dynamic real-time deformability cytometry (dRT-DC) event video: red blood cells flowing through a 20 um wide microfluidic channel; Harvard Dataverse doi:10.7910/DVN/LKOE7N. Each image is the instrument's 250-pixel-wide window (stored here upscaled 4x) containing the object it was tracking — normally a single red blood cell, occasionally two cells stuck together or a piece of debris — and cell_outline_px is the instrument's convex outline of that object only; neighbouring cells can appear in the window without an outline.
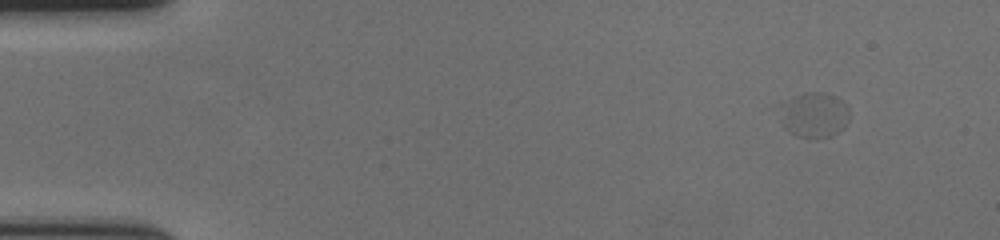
{"species": "human", "species_latin": "Homo sapiens", "temperature_condition": "cold", "stored_images_in_passage": 43, "camera_frame_rate_fps": 3000, "um_per_image_px": 0.085, "donor": {"sex": "female"}, "frame": {"image": 1, "passage_image": 1, "time_ms": 0.0, "image_size_px": [1000, 240], "cell_outline_px": [[848, 120], [844, 128], [832, 136], [816, 140], [796, 136], [784, 128], [784, 124], [792, 100], [796, 96], [808, 92], [824, 92], [836, 96], [848, 108]], "centroid_in_image_um": [69.38, 9.84], "position_along_channel_um": 15.6, "area_um2": 17.28}}
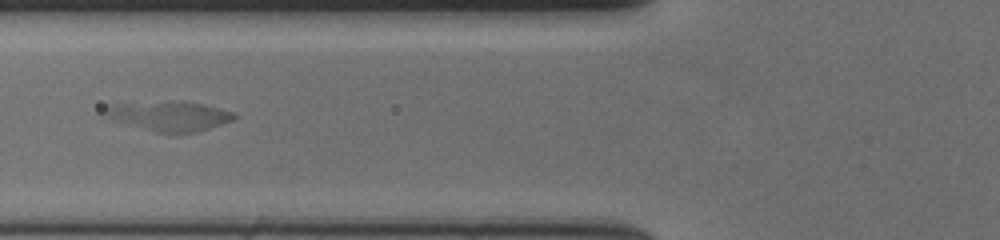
{"frame": {"image": 2, "passage_image": 19, "time_ms": 6.0, "image_size_px": [1000, 240], "cell_outline_px": [[236, 116], [232, 120], [196, 132], [156, 132], [104, 120], [100, 112], [108, 104], [168, 100], [176, 100], [204, 104], [220, 108], [232, 112]], "centroid_in_image_um": [14.18, 9.83], "position_along_channel_um": 111.6, "area_um2": 23.06}}
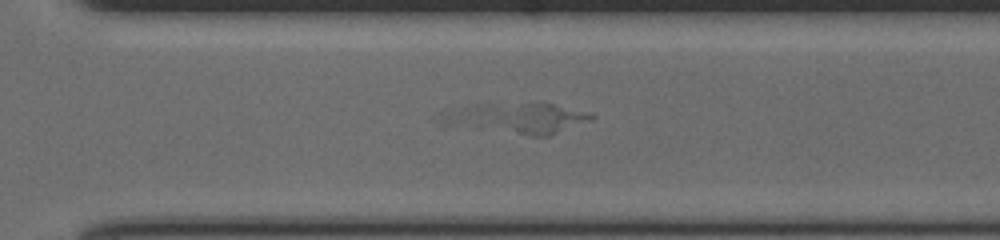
{"frame": {"image": 3, "passage_image": 37, "time_ms": 12.0, "image_size_px": [1000, 240], "cell_outline_px": [[596, 116], [592, 120], [548, 136], [532, 136], [476, 128], [468, 108], [484, 104], [540, 100]], "centroid_in_image_um": [44.82, 10.01], "position_along_channel_um": 325.8, "area_um2": 22.83}}